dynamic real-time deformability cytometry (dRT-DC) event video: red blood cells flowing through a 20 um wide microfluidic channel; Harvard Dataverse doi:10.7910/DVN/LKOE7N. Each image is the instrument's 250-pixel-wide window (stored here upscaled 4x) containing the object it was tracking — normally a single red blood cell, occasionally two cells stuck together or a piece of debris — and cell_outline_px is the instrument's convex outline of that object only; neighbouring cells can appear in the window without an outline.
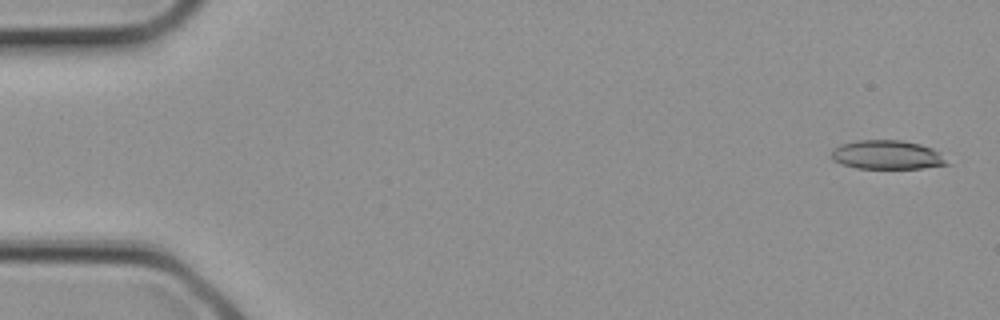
{"species": "common noctule bat (a hibernating species)", "species_latin": "Nyctalus noctula", "temperature_condition": "cold", "stored_images_in_passage": 2, "camera_frame_rate_fps": 3000, "um_per_image_px": 0.085, "animal": {"sex": "female", "body_mass_g": 21.9}, "frame": {"image": 1, "passage_image": 1, "time_ms": 0.0, "image_size_px": [1000, 320], "cell_outline_px": [[952, 164], [920, 168], [856, 168], [840, 164], [832, 160], [832, 148], [840, 144], [856, 140], [900, 140], [920, 144], [932, 148]], "centroid_in_image_um": [75.36, 13.16], "position_along_channel_um": 9.6, "area_um2": 19.54}}
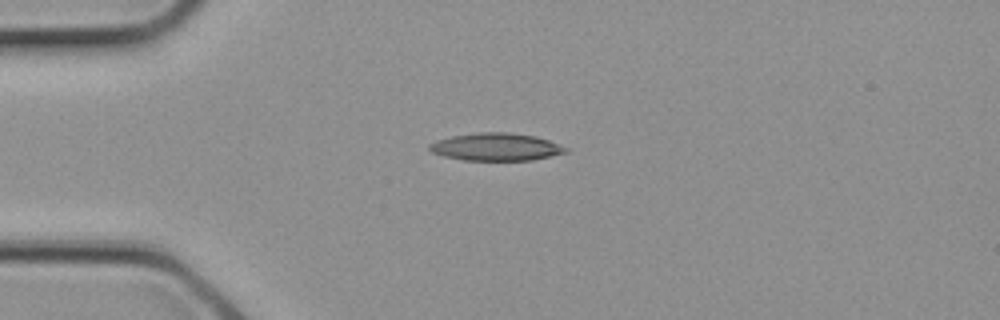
{"frame": {"image": 2, "passage_image": 2, "time_ms": 0.333, "image_size_px": [1000, 320], "cell_outline_px": [[568, 152], [532, 160], [464, 160], [444, 156], [432, 152], [428, 148], [428, 144], [436, 140], [452, 136], [480, 132], [508, 132], [536, 136], [548, 140], [568, 148]], "centroid_in_image_um": [42.15, 12.48], "position_along_channel_um": 42.8, "area_um2": 21.85}}